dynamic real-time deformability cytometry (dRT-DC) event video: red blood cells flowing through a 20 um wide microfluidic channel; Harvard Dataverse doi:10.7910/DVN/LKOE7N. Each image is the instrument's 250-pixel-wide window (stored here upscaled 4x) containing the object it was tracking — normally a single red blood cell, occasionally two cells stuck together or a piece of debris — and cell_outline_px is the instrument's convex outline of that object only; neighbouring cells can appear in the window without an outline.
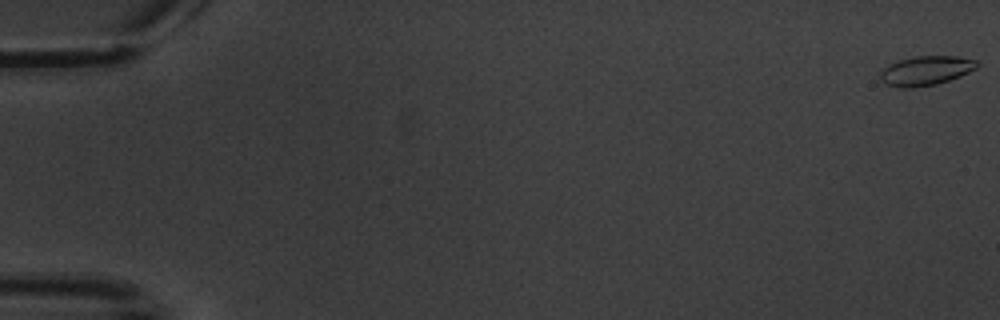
{"species": "common noctule bat (a hibernating species)", "species_latin": "Nyctalus noctula", "temperature_condition": "warm", "stored_images_in_passage": 7, "camera_frame_rate_fps": 3000, "um_per_image_px": 0.085, "animal": {"sex": "male", "body_mass_g": 20.1, "forearm_length_mm": 53.5}, "frame": {"image": 1, "passage_image": 1, "time_ms": 0.0, "image_size_px": [1000, 320], "cell_outline_px": [[980, 64], [976, 68], [960, 76], [936, 84], [912, 88], [900, 88], [884, 84], [880, 80], [880, 72], [888, 64], [900, 60], [916, 56], [956, 56], [976, 60]], "centroid_in_image_um": [78.67, 6.01], "position_along_channel_um": 6.3, "area_um2": 16.59}}
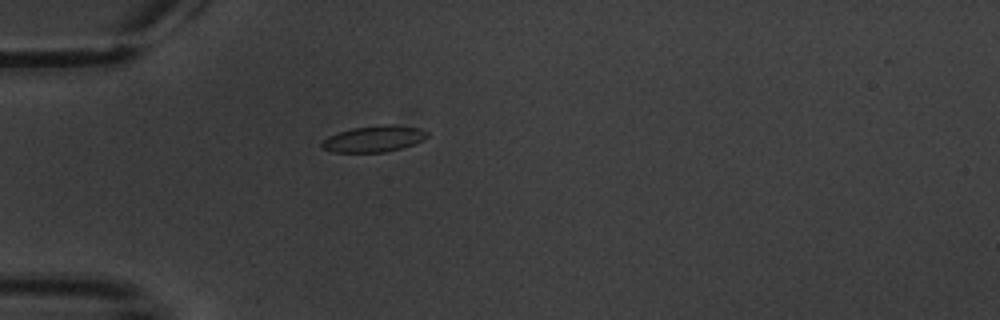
{"frame": {"image": 2, "passage_image": 6, "time_ms": 6.0, "image_size_px": [1000, 320], "cell_outline_px": [[428, 136], [424, 140], [400, 148], [384, 152], [332, 152], [324, 148], [320, 144], [328, 136], [352, 128], [384, 124], [392, 124], [420, 128], [428, 132]], "centroid_in_image_um": [31.8, 11.79], "position_along_channel_um": 53.2, "area_um2": 16.01}}